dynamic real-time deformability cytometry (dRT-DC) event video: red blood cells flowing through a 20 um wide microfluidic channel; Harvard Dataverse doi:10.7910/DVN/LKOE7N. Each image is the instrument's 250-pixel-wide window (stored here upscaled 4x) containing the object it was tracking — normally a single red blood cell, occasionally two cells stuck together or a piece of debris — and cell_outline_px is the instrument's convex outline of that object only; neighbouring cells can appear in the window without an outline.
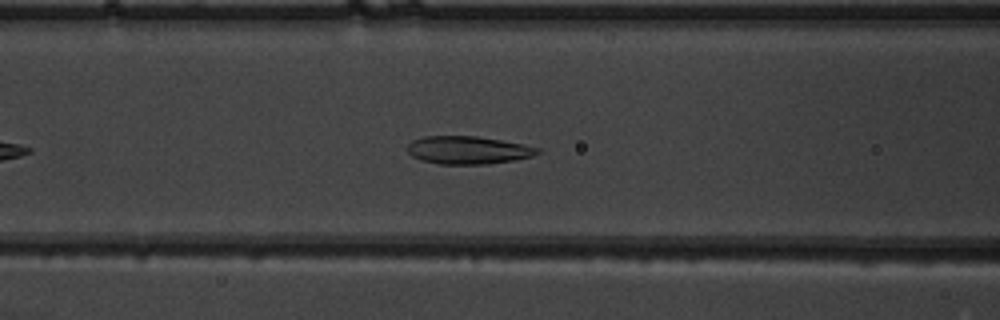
{"species": "common noctule bat (a hibernating species)", "species_latin": "Nyctalus noctula", "temperature_condition": "warm", "stored_images_in_passage": 31, "camera_frame_rate_fps": 3000, "um_per_image_px": 0.085, "animal": {"sex": "male", "body_mass_g": 19.5, "forearm_length_mm": 54.6}, "frame": {"image": 1, "passage_image": 10, "time_ms": 3.0, "image_size_px": [1000, 320], "cell_outline_px": [[540, 152], [532, 156], [516, 160], [488, 164], [436, 164], [420, 160], [412, 156], [408, 152], [408, 144], [412, 140], [424, 136], [476, 136], [524, 144], [540, 148]], "centroid_in_image_um": [39.78, 12.76], "position_along_channel_um": 126.8, "area_um2": 21.27}}
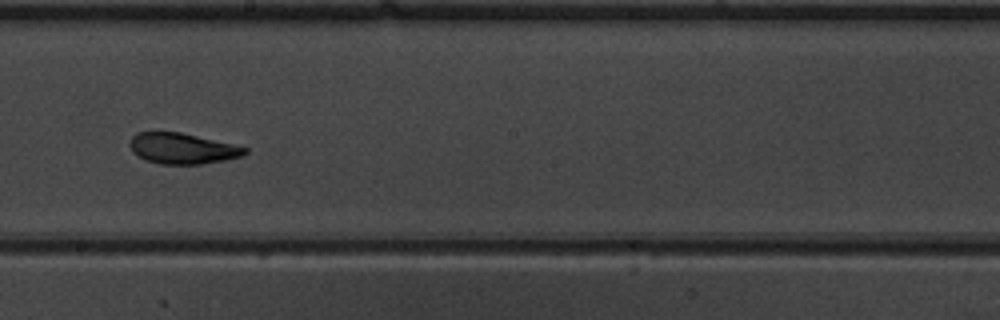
{"frame": {"image": 2, "passage_image": 18, "time_ms": 5.667, "image_size_px": [1000, 320], "cell_outline_px": [[248, 152], [244, 156], [224, 160], [200, 164], [160, 164], [144, 160], [132, 152], [128, 144], [132, 136], [136, 132], [152, 128], [156, 128], [180, 132], [232, 144], [248, 148]], "centroid_in_image_um": [15.4, 12.57], "position_along_channel_um": 232.8, "area_um2": 21.39}}
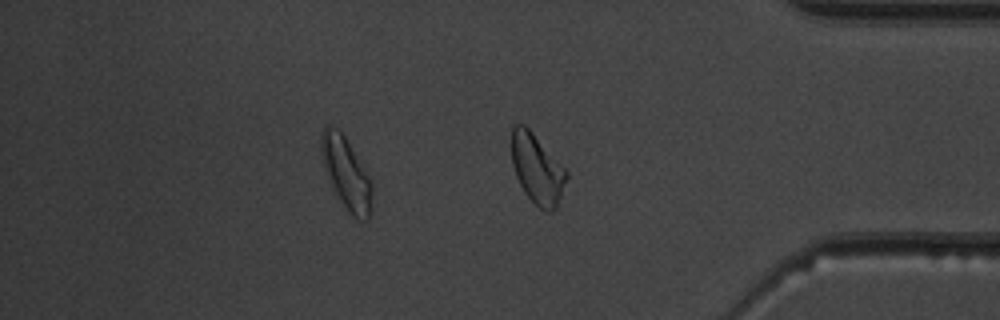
{"frame": {"image": 3, "passage_image": 31, "time_ms": 10.0, "image_size_px": [1000, 320], "cell_outline_px": [[568, 176], [556, 208], [552, 212], [544, 212], [524, 192], [516, 176], [512, 164], [512, 128], [516, 124], [524, 124], [532, 132], [568, 172]], "centroid_in_image_um": [45.65, 14.38], "position_along_channel_um": 389.5, "area_um2": 21.96}, "authors_computed_cell_mechanics": {"area_um2": 21.2126, "velocity_mm_per_s": 3.9864, "shape_relaxation_time_tau1_ms": 6.4126, "shape_relaxation_time_tau2_ms": 1.5023, "deformation_change_tau1": 0.1703, "deformation_change_tau2": 0.071}}